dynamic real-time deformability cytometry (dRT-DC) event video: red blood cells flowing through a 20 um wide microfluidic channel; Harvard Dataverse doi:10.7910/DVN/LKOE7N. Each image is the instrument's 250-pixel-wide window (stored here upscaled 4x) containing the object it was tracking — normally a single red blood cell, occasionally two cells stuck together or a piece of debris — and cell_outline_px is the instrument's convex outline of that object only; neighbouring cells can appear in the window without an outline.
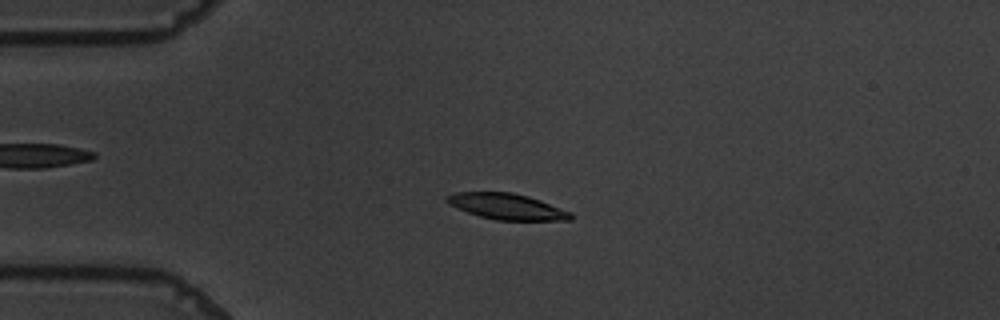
{"species": "common noctule bat (a hibernating species)", "species_latin": "Nyctalus noctula", "temperature_condition": "warm", "stored_images_in_passage": 52, "camera_frame_rate_fps": 3000, "um_per_image_px": 0.085, "animal": {"sex": "male", "body_mass_g": 19.5, "forearm_length_mm": 54.6}, "frame": {"image": 1, "passage_image": 14, "time_ms": 4.333, "image_size_px": [1000, 320], "cell_outline_px": [[556, 216], [544, 220], [508, 220], [488, 216], [476, 212], [480, 192], [500, 192], [520, 196], [544, 204], [552, 208]], "centroid_in_image_um": [43.55, 17.62], "position_along_channel_um": 41.4, "area_um2": 11.85}}
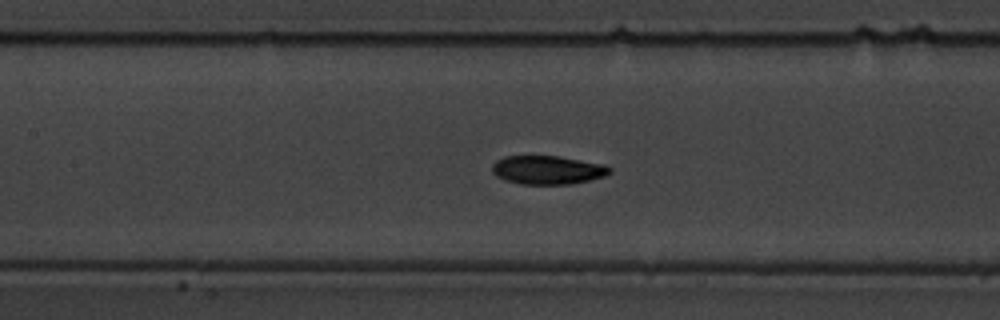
{"frame": {"image": 2, "passage_image": 26, "time_ms": 8.333, "image_size_px": [1000, 320], "cell_outline_px": [[604, 172], [592, 176], [576, 180], [520, 180], [500, 172], [500, 168], [508, 160], [524, 156], [544, 156], [604, 168]], "centroid_in_image_um": [46.55, 14.37], "position_along_channel_um": 160.8, "area_um2": 13.41}}
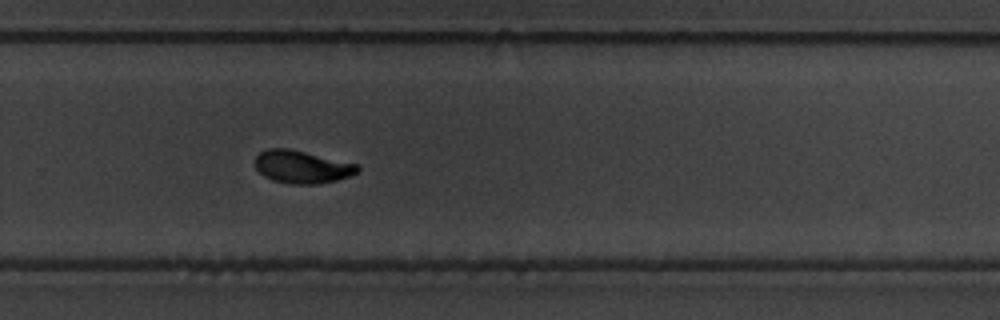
{"frame": {"image": 3, "passage_image": 38, "time_ms": 12.333, "image_size_px": [1000, 320], "cell_outline_px": [[356, 168], [352, 172], [340, 176], [320, 180], [292, 180], [260, 160], [260, 156], [272, 152], [296, 152]], "centroid_in_image_um": [25.88, 14.13], "position_along_channel_um": 303.9, "area_um2": 12.37}}